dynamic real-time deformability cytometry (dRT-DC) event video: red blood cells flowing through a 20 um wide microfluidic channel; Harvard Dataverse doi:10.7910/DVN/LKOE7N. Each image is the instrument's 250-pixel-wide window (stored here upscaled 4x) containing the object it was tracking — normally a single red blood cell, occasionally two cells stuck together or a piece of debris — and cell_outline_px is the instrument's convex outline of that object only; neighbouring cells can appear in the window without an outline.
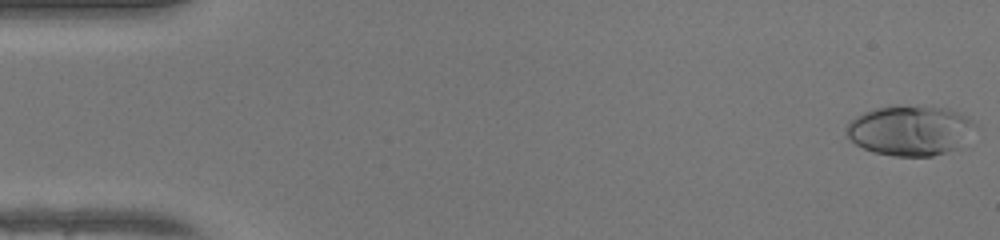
{"species": "human", "species_latin": "Homo sapiens", "temperature_condition": "warm", "stored_images_in_passage": 49, "camera_frame_rate_fps": 3000, "um_per_image_px": 0.085, "donor": {"sex": "female"}, "frame": {"image": 1, "passage_image": 1, "time_ms": 0.0, "image_size_px": [1000, 240], "cell_outline_px": [[980, 128], [960, 148], [932, 156], [892, 156], [872, 152], [856, 144], [844, 132], [844, 128], [856, 116], [864, 112], [876, 108], [892, 104], [924, 104], [948, 108], [960, 112], [968, 116]], "centroid_in_image_um": [77.44, 11.05], "position_along_channel_um": 7.6, "area_um2": 39.02}}
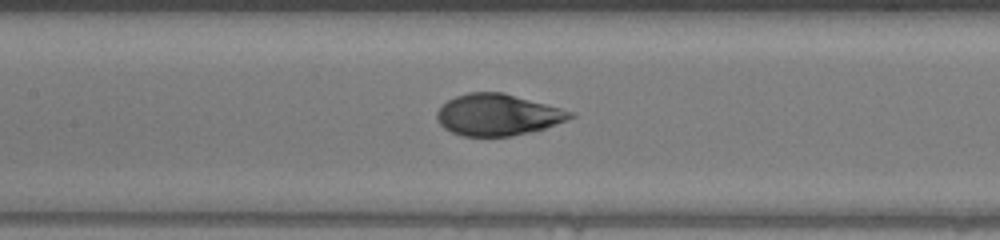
{"frame": {"image": 2, "passage_image": 23, "time_ms": 7.333, "image_size_px": [1000, 240], "cell_outline_px": [[576, 116], [544, 128], [512, 136], [460, 136], [444, 128], [440, 124], [436, 116], [436, 112], [448, 100], [456, 96], [468, 92], [504, 92], [576, 112]], "centroid_in_image_um": [42.31, 9.75], "position_along_channel_um": 165.1, "area_um2": 32.19}}
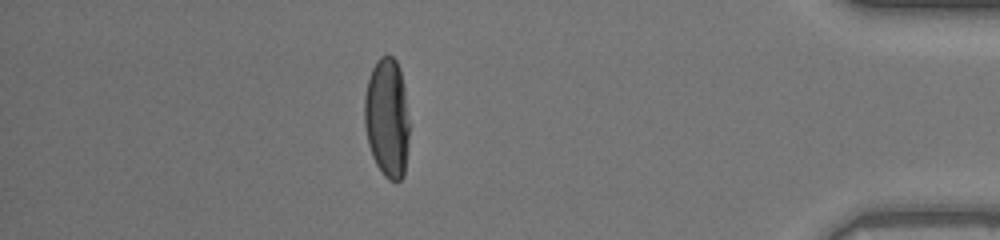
{"frame": {"image": 3, "passage_image": 43, "time_ms": 14.0, "image_size_px": [1000, 240], "cell_outline_px": [[408, 136], [404, 176], [400, 180], [388, 180], [384, 176], [376, 164], [372, 156], [368, 144], [364, 124], [364, 96], [368, 80], [372, 68], [376, 60], [380, 56], [388, 52], [396, 60], [400, 68], [404, 88], [408, 124]], "centroid_in_image_um": [32.88, 9.98], "position_along_channel_um": 402.3, "area_um2": 31.33}, "authors_computed_cell_mechanics": {"area_um2": 32.8882, "velocity_mm_per_s": 4.2371, "shape_relaxation_time_tau1_ms": 3.8443, "shape_relaxation_time_tau2_ms": null, "deformation_change_tau1": 0.2109, "deformation_change_tau2": null}}